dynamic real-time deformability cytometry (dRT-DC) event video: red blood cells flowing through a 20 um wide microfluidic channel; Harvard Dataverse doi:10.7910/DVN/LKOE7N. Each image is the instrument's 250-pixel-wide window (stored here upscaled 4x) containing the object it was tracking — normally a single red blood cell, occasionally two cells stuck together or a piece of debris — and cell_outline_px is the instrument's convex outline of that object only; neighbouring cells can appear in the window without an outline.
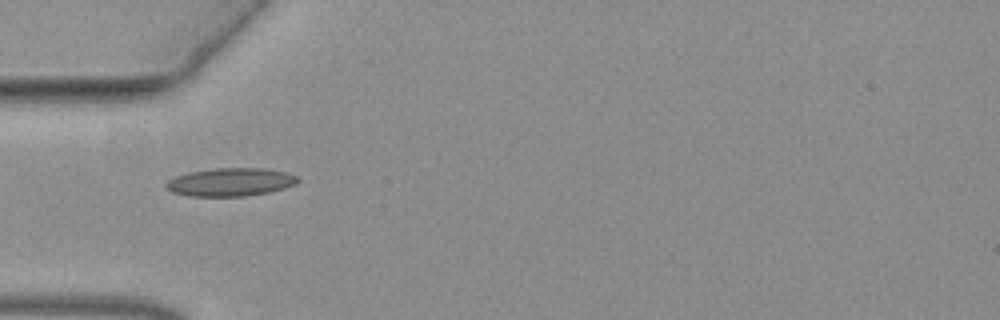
{"species": "common noctule bat (a hibernating species)", "species_latin": "Nyctalus noctula", "temperature_condition": "warm", "stored_images_in_passage": 5, "camera_frame_rate_fps": 3000, "um_per_image_px": 0.085, "animal": {"sex": "female", "body_mass_g": 19.3, "forearm_length_mm": 54.1}, "frame": {"image": 1, "passage_image": 1, "time_ms": 0.0, "image_size_px": [1000, 320], "cell_outline_px": [[300, 180], [296, 184], [284, 188], [268, 192], [244, 196], [192, 196], [172, 192], [164, 184], [168, 180], [176, 176], [188, 172], [212, 168], [264, 168], [288, 172], [296, 176]], "centroid_in_image_um": [19.61, 15.46], "position_along_channel_um": 65.4, "area_um2": 21.62}}
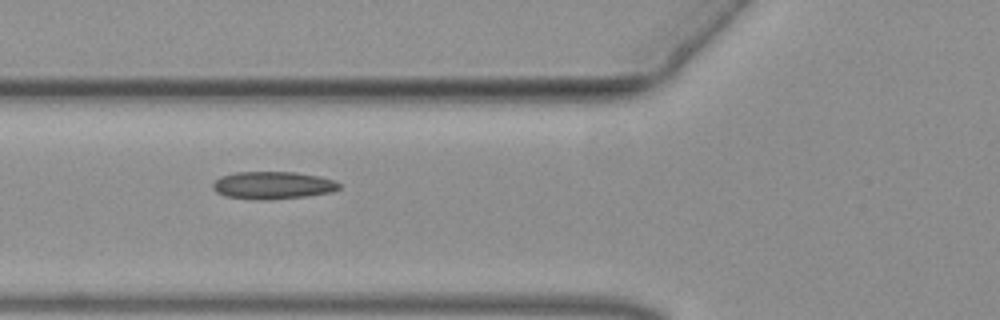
{"frame": {"image": 2, "passage_image": 4, "time_ms": 1.0, "image_size_px": [1000, 320], "cell_outline_px": [[340, 188], [332, 192], [308, 196], [272, 200], [256, 200], [224, 196], [216, 192], [212, 188], [212, 184], [220, 176], [236, 172], [296, 172], [320, 176], [336, 180], [340, 184]], "centroid_in_image_um": [23.2, 15.75], "position_along_channel_um": 102.6, "area_um2": 20.63}}